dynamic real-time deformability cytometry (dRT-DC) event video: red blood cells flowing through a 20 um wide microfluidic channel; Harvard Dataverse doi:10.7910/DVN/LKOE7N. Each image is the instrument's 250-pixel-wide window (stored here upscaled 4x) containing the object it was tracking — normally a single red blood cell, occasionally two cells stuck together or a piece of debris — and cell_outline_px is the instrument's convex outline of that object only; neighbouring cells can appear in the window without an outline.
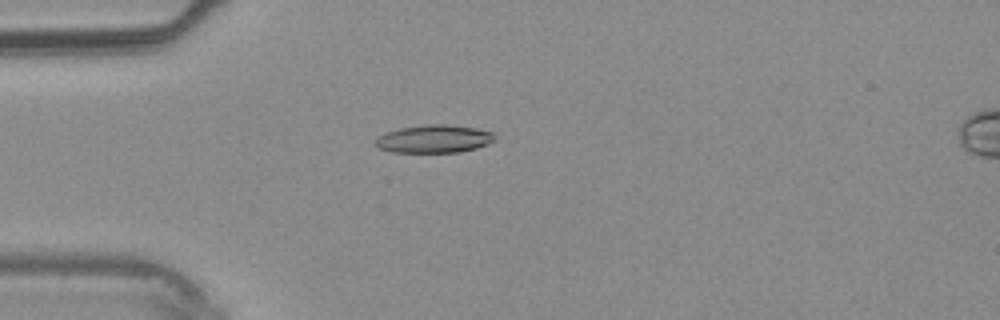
{"species": "common noctule bat (a hibernating species)", "species_latin": "Nyctalus noctula", "temperature_condition": "warm", "stored_images_in_passage": 39, "camera_frame_rate_fps": 3000, "um_per_image_px": 0.085, "animal": {"sex": "male", "body_mass_g": 20.4}, "frame": {"image": 1, "passage_image": 11, "time_ms": 3.333, "image_size_px": [1000, 320], "cell_outline_px": [[492, 140], [488, 144], [476, 148], [460, 152], [392, 152], [376, 148], [372, 144], [372, 140], [376, 136], [400, 128], [428, 124], [448, 124], [476, 128], [492, 132]], "centroid_in_image_um": [36.79, 11.81], "position_along_channel_um": 48.2, "area_um2": 19.54}}
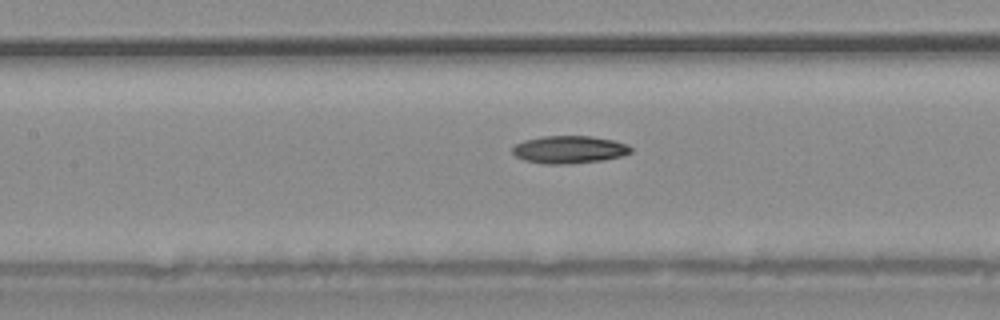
{"frame": {"image": 2, "passage_image": 18, "time_ms": 5.667, "image_size_px": [1000, 320], "cell_outline_px": [[632, 152], [620, 156], [604, 160], [568, 164], [544, 164], [524, 160], [516, 156], [512, 152], [512, 148], [516, 144], [524, 140], [544, 136], [592, 136], [612, 140], [628, 144], [632, 148]], "centroid_in_image_um": [48.39, 12.71], "position_along_channel_um": 159.0, "area_um2": 19.07}}
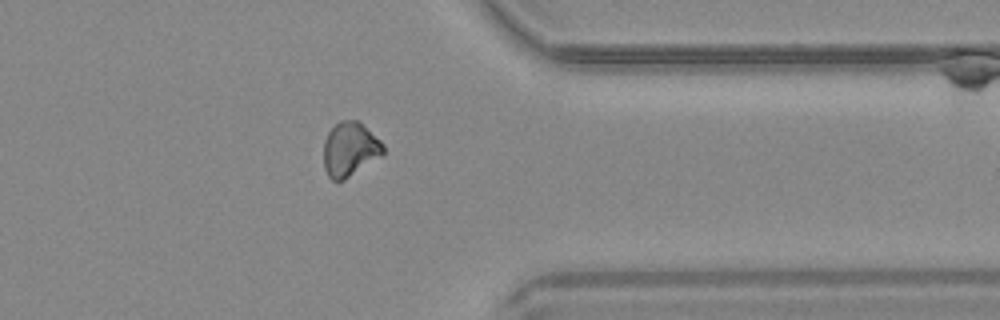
{"frame": {"image": 3, "passage_image": 31, "time_ms": 10.0, "image_size_px": [1000, 320], "cell_outline_px": [[384, 152], [380, 156], [344, 180], [332, 180], [328, 176], [324, 168], [324, 140], [328, 132], [340, 120], [360, 120], [384, 144]], "centroid_in_image_um": [29.74, 12.66], "position_along_channel_um": 381.7, "area_um2": 18.79}}